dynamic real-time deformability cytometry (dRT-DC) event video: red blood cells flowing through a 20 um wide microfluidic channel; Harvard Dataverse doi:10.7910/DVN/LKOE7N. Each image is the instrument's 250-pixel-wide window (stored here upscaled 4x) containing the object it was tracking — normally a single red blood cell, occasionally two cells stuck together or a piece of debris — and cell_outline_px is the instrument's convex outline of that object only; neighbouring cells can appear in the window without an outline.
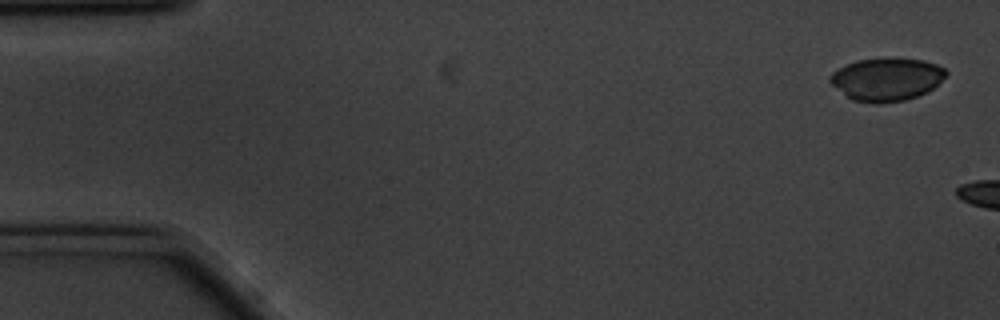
{"species": "common noctule bat (a hibernating species)", "species_latin": "Nyctalus noctula", "temperature_condition": "cold", "stored_images_in_passage": 5, "camera_frame_rate_fps": 3000, "um_per_image_px": 0.085, "animal": {"sex": "male", "body_mass_g": 20.1, "forearm_length_mm": 53.5}, "frame": {"image": 1, "passage_image": 1, "time_ms": 0.0, "image_size_px": [1000, 320], "cell_outline_px": [[948, 72], [932, 88], [916, 96], [904, 100], [880, 104], [872, 104], [852, 100], [832, 84], [828, 80], [828, 76], [832, 72], [848, 64], [860, 60], [884, 56], [924, 60], [936, 64], [944, 68]], "centroid_in_image_um": [75.34, 6.72], "position_along_channel_um": 9.7, "area_um2": 29.07}}